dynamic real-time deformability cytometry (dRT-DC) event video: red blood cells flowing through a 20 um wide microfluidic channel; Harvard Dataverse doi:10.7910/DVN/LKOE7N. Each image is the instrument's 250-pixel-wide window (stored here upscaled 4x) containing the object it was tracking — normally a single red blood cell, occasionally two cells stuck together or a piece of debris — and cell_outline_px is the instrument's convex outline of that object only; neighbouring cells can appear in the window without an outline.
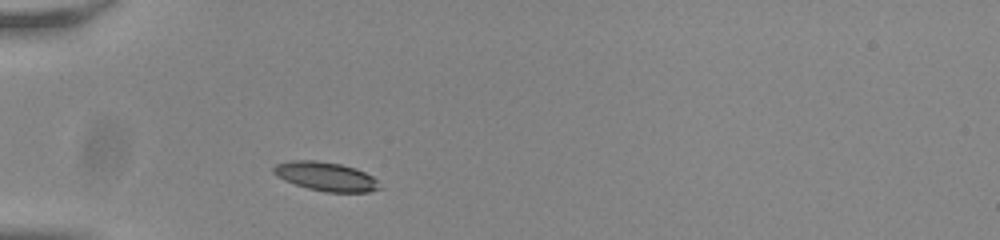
{"species": "common noctule bat (a hibernating species)", "species_latin": "Nyctalus noctula", "temperature_condition": "room temperature", "stored_images_in_passage": 32, "camera_frame_rate_fps": 3000, "um_per_image_px": 0.085, "animal": {"sex": "male", "body_mass_g": 20.0, "forearm_length_mm": 53.3}, "frame": {"image": 1, "passage_image": 1, "time_ms": 0.0, "image_size_px": [1000, 240], "cell_outline_px": [[380, 188], [368, 192], [328, 192], [308, 188], [284, 180], [276, 176], [272, 172], [272, 168], [276, 164], [292, 160], [316, 160], [340, 164], [356, 168], [372, 176], [376, 180]], "centroid_in_image_um": [27.66, 14.99], "position_along_channel_um": 57.3, "area_um2": 17.74}}
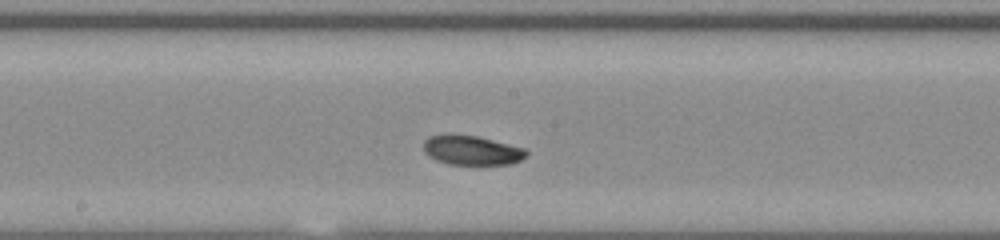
{"frame": {"image": 2, "passage_image": 14, "time_ms": 4.333, "image_size_px": [1000, 240], "cell_outline_px": [[528, 152], [520, 160], [512, 164], [448, 164], [436, 160], [428, 156], [424, 152], [424, 140], [428, 136], [444, 132], [448, 132], [476, 136], [524, 148]], "centroid_in_image_um": [40.01, 12.74], "position_along_channel_um": 208.2, "area_um2": 17.86}}
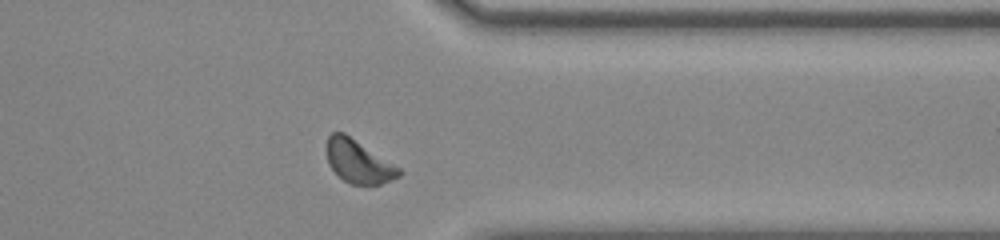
{"frame": {"image": 3, "passage_image": 28, "time_ms": 9.0, "image_size_px": [1000, 240], "cell_outline_px": [[400, 176], [392, 180], [380, 184], [352, 184], [344, 180], [328, 164], [324, 148], [328, 136], [332, 132], [344, 132], [400, 168]], "centroid_in_image_um": [30.42, 13.7], "position_along_channel_um": 381.0, "area_um2": 18.09}, "authors_computed_cell_mechanics": {"area_um2": 17.6001, "velocity_mm_per_s": 3.7687, "shape_relaxation_time_tau1_ms": 1.9547, "shape_relaxation_time_tau2_ms": null, "deformation_change_tau1": 0.0883, "deformation_change_tau2": null}}